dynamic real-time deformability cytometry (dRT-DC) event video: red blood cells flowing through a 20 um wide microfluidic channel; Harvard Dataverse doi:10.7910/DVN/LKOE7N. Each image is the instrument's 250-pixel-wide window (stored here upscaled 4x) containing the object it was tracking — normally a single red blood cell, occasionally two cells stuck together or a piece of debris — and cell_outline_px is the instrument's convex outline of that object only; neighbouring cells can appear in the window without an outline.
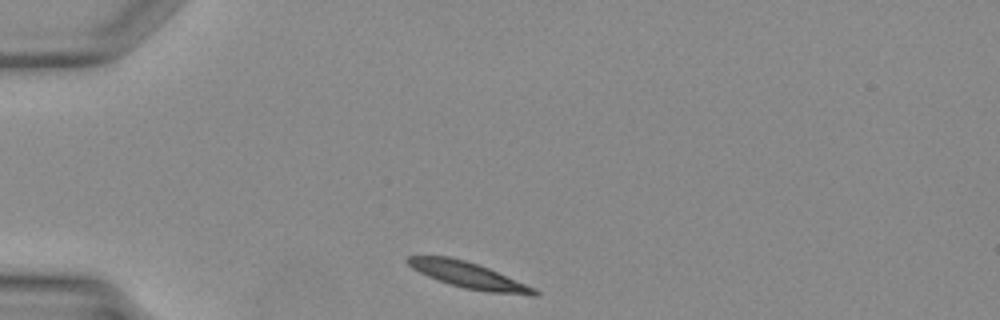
{"species": "Egyptian fruit bat (a non-hibernating species)", "species_latin": "Rousettus aegyptiacus", "temperature_condition": "warm", "stored_images_in_passage": 26, "camera_frame_rate_fps": 3000, "um_per_image_px": 0.085, "animal": {"sex": "female"}, "frame": {"image": 1, "passage_image": 1, "time_ms": 0.0, "image_size_px": [1000, 320], "cell_outline_px": [[540, 292], [536, 296], [532, 296], [488, 292], [464, 288], [448, 284], [428, 276], [412, 268], [404, 260], [408, 256], [448, 256], [464, 260], [488, 268], [536, 288]], "centroid_in_image_um": [39.85, 23.41], "position_along_channel_um": 45.2, "area_um2": 19.19}}
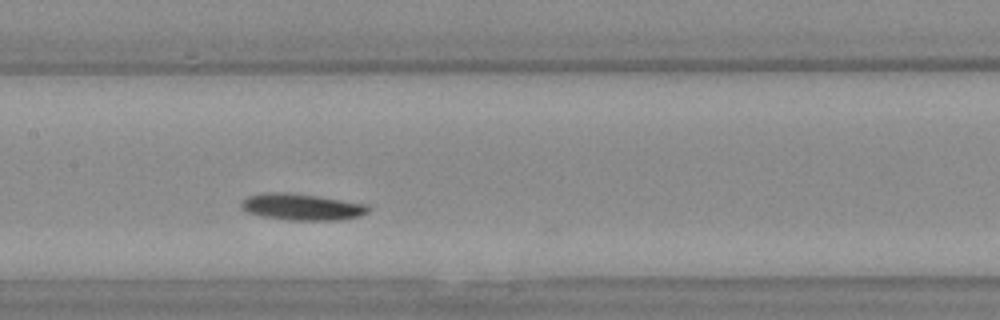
{"frame": {"image": 2, "passage_image": 11, "time_ms": 3.333, "image_size_px": [1000, 320], "cell_outline_px": [[368, 212], [360, 216], [340, 220], [284, 220], [260, 216], [248, 212], [240, 208], [240, 204], [248, 196], [264, 192], [284, 192], [320, 196], [368, 204]], "centroid_in_image_um": [25.64, 17.59], "position_along_channel_um": 181.8, "area_um2": 19.83}}
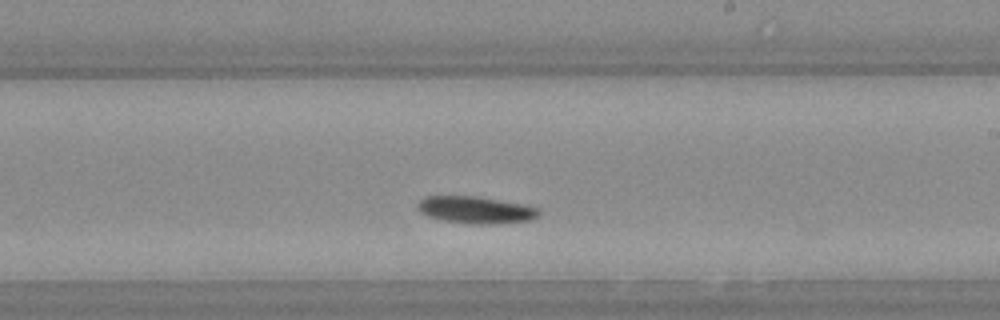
{"frame": {"image": 3, "passage_image": 15, "time_ms": 4.667, "image_size_px": [1000, 320], "cell_outline_px": [[540, 216], [532, 220], [496, 224], [464, 224], [440, 220], [428, 216], [420, 212], [420, 200], [424, 196], [476, 196], [520, 204], [536, 208], [540, 212]], "centroid_in_image_um": [40.44, 17.86], "position_along_channel_um": 248.6, "area_um2": 19.07}}